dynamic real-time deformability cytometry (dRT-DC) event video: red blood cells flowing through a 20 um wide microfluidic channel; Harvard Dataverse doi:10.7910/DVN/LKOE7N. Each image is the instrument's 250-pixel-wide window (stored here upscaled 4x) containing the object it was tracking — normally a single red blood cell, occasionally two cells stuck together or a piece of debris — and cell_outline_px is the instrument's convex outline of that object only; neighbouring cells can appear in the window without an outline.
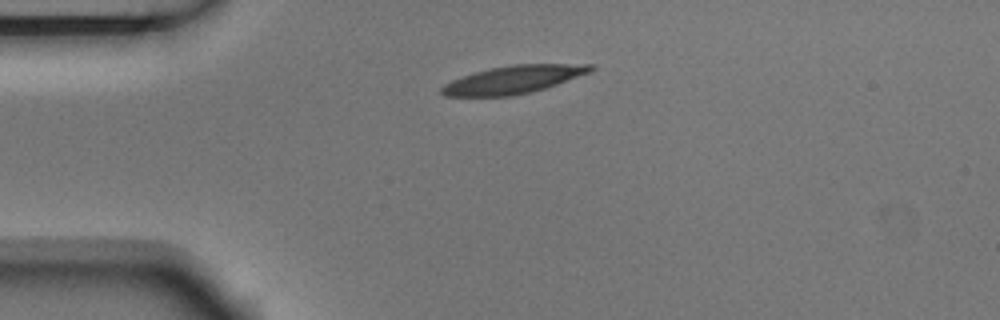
{"species": "Egyptian fruit bat (a non-hibernating species)", "species_latin": "Rousettus aegyptiacus", "temperature_condition": "room temperature", "stored_images_in_passage": 8, "camera_frame_rate_fps": 3000, "um_per_image_px": 0.085, "animal": {"sex": "male"}, "frame": {"image": 1, "passage_image": 1, "time_ms": 0.0, "image_size_px": [1000, 320], "cell_outline_px": [[596, 68], [588, 72], [556, 84], [544, 88], [512, 96], [444, 96], [440, 92], [440, 88], [444, 84], [452, 80], [488, 68], [512, 64], [592, 64]], "centroid_in_image_um": [43.59, 6.76], "position_along_channel_um": 41.4, "area_um2": 23.87}}
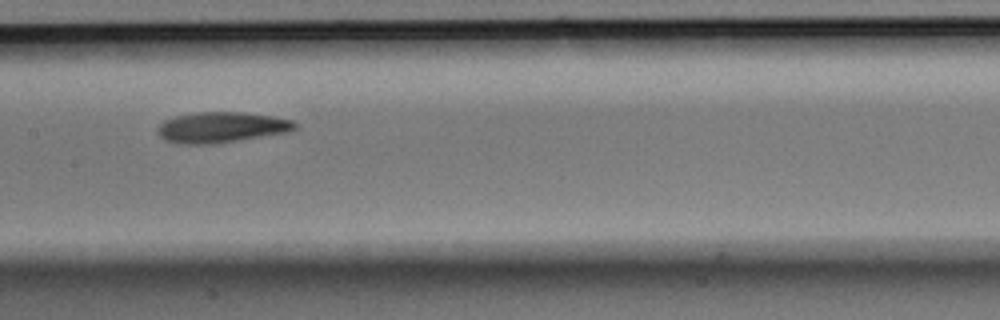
{"frame": {"image": 2, "passage_image": 5, "time_ms": 1.333, "image_size_px": [1000, 320], "cell_outline_px": [[296, 128], [288, 132], [212, 144], [176, 144], [164, 140], [156, 132], [156, 128], [164, 120], [176, 116], [192, 112], [244, 112], [272, 116], [292, 120], [296, 124]], "centroid_in_image_um": [18.76, 10.82], "position_along_channel_um": 188.6, "area_um2": 24.62}}
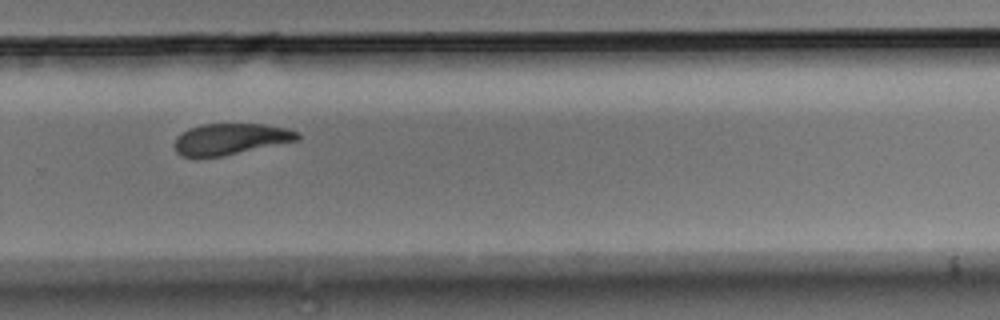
{"frame": {"image": 3, "passage_image": 8, "time_ms": 2.333, "image_size_px": [1000, 320], "cell_outline_px": [[300, 140], [220, 156], [196, 160], [180, 156], [176, 152], [176, 136], [180, 132], [188, 128], [200, 124], [264, 124], [288, 128], [300, 132]], "centroid_in_image_um": [19.55, 11.83], "position_along_channel_um": 310.2, "area_um2": 22.89}}